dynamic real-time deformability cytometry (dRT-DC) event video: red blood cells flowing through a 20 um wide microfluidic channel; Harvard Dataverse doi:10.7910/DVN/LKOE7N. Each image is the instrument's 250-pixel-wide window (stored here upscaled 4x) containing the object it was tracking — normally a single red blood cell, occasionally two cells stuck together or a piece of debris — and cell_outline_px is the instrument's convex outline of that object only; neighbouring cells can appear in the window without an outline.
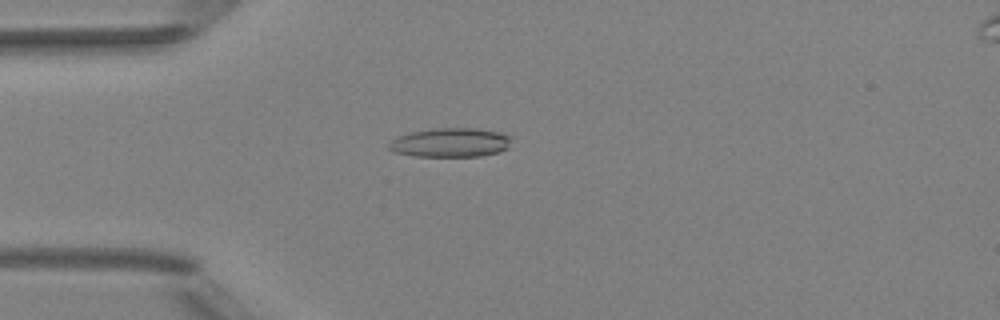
{"species": "Egyptian fruit bat (a non-hibernating species)", "species_latin": "Rousettus aegyptiacus", "temperature_condition": "room temperature", "stored_images_in_passage": 5, "camera_frame_rate_fps": 3000, "um_per_image_px": 0.085, "animal": {"sex": "female"}, "frame": {"image": 1, "passage_image": 4, "time_ms": 4.333, "image_size_px": [1000, 320], "cell_outline_px": [[512, 136], [508, 148], [500, 152], [480, 156], [416, 156], [396, 152], [388, 148], [388, 144], [396, 136], [412, 132], [440, 128], [476, 128], [500, 132]], "centroid_in_image_um": [38.33, 12.11], "position_along_channel_um": 46.7, "area_um2": 20.75}}